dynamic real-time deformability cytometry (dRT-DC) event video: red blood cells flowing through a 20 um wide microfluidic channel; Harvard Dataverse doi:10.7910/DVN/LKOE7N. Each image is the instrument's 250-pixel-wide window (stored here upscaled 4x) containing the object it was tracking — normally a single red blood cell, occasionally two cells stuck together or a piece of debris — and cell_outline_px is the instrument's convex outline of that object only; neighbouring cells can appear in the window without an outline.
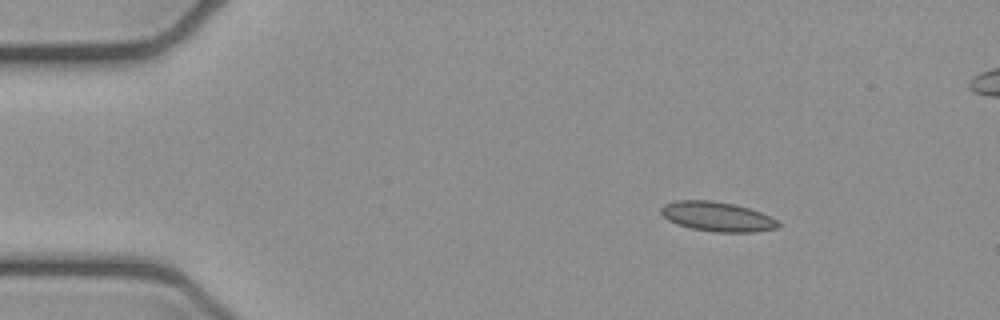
{"species": "common noctule bat (a hibernating species)", "species_latin": "Nyctalus noctula", "temperature_condition": "cold", "stored_images_in_passage": 4, "camera_frame_rate_fps": 3000, "um_per_image_px": 0.085, "animal": {"sex": "female", "body_mass_g": 21.9}, "frame": {"image": 1, "passage_image": 2, "time_ms": 0.333, "image_size_px": [1000, 320], "cell_outline_px": [[780, 224], [776, 228], [756, 232], [716, 232], [692, 228], [676, 224], [668, 220], [660, 212], [660, 208], [664, 204], [676, 200], [712, 200], [732, 204], [748, 208], [760, 212], [776, 220]], "centroid_in_image_um": [60.92, 18.41], "position_along_channel_um": 24.1, "area_um2": 20.06}}